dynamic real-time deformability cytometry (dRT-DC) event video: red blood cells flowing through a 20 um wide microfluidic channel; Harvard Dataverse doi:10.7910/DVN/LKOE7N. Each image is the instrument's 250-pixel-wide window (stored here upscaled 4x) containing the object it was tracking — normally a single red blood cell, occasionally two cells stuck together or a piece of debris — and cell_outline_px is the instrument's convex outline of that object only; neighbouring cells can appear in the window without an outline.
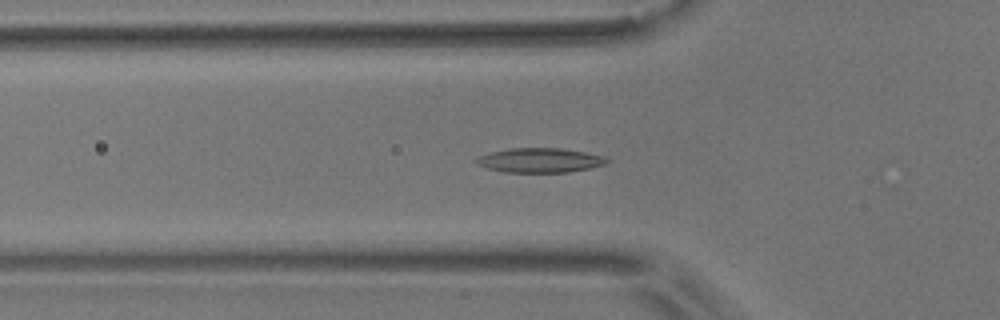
{"species": "common noctule bat (a hibernating species)", "species_latin": "Nyctalus noctula", "temperature_condition": "room temperature", "stored_images_in_passage": 57, "camera_frame_rate_fps": 3000, "um_per_image_px": 0.085, "animal": {"sex": "male", "body_mass_g": 17.9}, "frame": {"image": 1, "passage_image": 19, "time_ms": 6.0, "image_size_px": [1000, 320], "cell_outline_px": [[608, 160], [604, 164], [592, 168], [568, 172], [504, 172], [488, 168], [476, 164], [472, 160], [476, 156], [488, 152], [508, 148], [560, 148], [584, 152], [604, 156]], "centroid_in_image_um": [45.8, 13.62], "position_along_channel_um": 80.0, "area_um2": 18.79}}
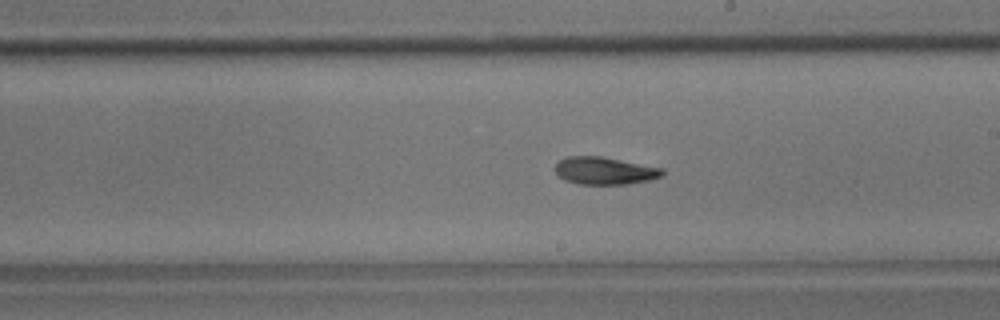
{"frame": {"image": 2, "passage_image": 32, "time_ms": 10.333, "image_size_px": [1000, 320], "cell_outline_px": [[664, 176], [648, 180], [628, 184], [576, 184], [564, 180], [556, 176], [556, 164], [560, 160], [568, 156], [604, 156], [664, 168]], "centroid_in_image_um": [51.41, 14.51], "position_along_channel_um": 237.6, "area_um2": 17.46}}
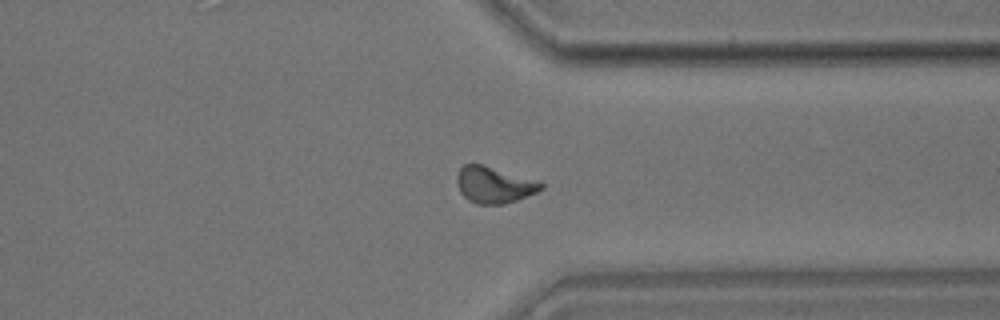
{"frame": {"image": 3, "passage_image": 43, "time_ms": 14.0, "image_size_px": [1000, 320], "cell_outline_px": [[544, 188], [536, 192], [516, 200], [504, 204], [476, 204], [468, 200], [460, 192], [456, 184], [456, 176], [460, 168], [464, 164], [484, 164], [540, 180], [544, 184]], "centroid_in_image_um": [42.01, 15.69], "position_along_channel_um": 369.4, "area_um2": 18.21}, "authors_computed_cell_mechanics": {"area_um2": 17.5134, "velocity_mm_per_s": 3.6284, "shape_relaxation_time_tau1_ms": 7.6929, "shape_relaxation_time_tau2_ms": 8.7762, "deformation_change_tau1": 0.1759, "deformation_change_tau2": 0.153}}